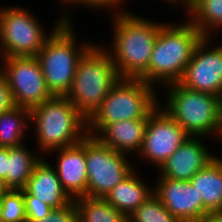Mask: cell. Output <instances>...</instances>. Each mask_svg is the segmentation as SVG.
<instances>
[{
	"mask_svg": "<svg viewBox=\"0 0 222 222\" xmlns=\"http://www.w3.org/2000/svg\"><path fill=\"white\" fill-rule=\"evenodd\" d=\"M119 10L112 19L114 39L109 54L120 78H139L148 69L154 42L165 23Z\"/></svg>",
	"mask_w": 222,
	"mask_h": 222,
	"instance_id": "1",
	"label": "cell"
},
{
	"mask_svg": "<svg viewBox=\"0 0 222 222\" xmlns=\"http://www.w3.org/2000/svg\"><path fill=\"white\" fill-rule=\"evenodd\" d=\"M204 36L190 22L166 23L154 42L148 69L139 77L144 82L168 85L179 82L193 52Z\"/></svg>",
	"mask_w": 222,
	"mask_h": 222,
	"instance_id": "2",
	"label": "cell"
},
{
	"mask_svg": "<svg viewBox=\"0 0 222 222\" xmlns=\"http://www.w3.org/2000/svg\"><path fill=\"white\" fill-rule=\"evenodd\" d=\"M68 15H61L36 56L47 89L52 95L65 96L72 85L79 60L93 44L77 45ZM54 28V29H53ZM76 40V41H75Z\"/></svg>",
	"mask_w": 222,
	"mask_h": 222,
	"instance_id": "3",
	"label": "cell"
},
{
	"mask_svg": "<svg viewBox=\"0 0 222 222\" xmlns=\"http://www.w3.org/2000/svg\"><path fill=\"white\" fill-rule=\"evenodd\" d=\"M41 153L79 143L87 134V119L66 96L53 95L30 110Z\"/></svg>",
	"mask_w": 222,
	"mask_h": 222,
	"instance_id": "4",
	"label": "cell"
},
{
	"mask_svg": "<svg viewBox=\"0 0 222 222\" xmlns=\"http://www.w3.org/2000/svg\"><path fill=\"white\" fill-rule=\"evenodd\" d=\"M119 79L109 51L94 44L79 60L71 88L65 96L88 120Z\"/></svg>",
	"mask_w": 222,
	"mask_h": 222,
	"instance_id": "5",
	"label": "cell"
},
{
	"mask_svg": "<svg viewBox=\"0 0 222 222\" xmlns=\"http://www.w3.org/2000/svg\"><path fill=\"white\" fill-rule=\"evenodd\" d=\"M167 98L162 108L190 135L220 137V97L188 89L179 82L165 85Z\"/></svg>",
	"mask_w": 222,
	"mask_h": 222,
	"instance_id": "6",
	"label": "cell"
},
{
	"mask_svg": "<svg viewBox=\"0 0 222 222\" xmlns=\"http://www.w3.org/2000/svg\"><path fill=\"white\" fill-rule=\"evenodd\" d=\"M154 89L153 85L139 78H120L87 120V124H111L121 120L149 118L160 104Z\"/></svg>",
	"mask_w": 222,
	"mask_h": 222,
	"instance_id": "7",
	"label": "cell"
},
{
	"mask_svg": "<svg viewBox=\"0 0 222 222\" xmlns=\"http://www.w3.org/2000/svg\"><path fill=\"white\" fill-rule=\"evenodd\" d=\"M126 154L117 152L101 143L95 136H85V160L87 168L86 196H105L133 170Z\"/></svg>",
	"mask_w": 222,
	"mask_h": 222,
	"instance_id": "8",
	"label": "cell"
},
{
	"mask_svg": "<svg viewBox=\"0 0 222 222\" xmlns=\"http://www.w3.org/2000/svg\"><path fill=\"white\" fill-rule=\"evenodd\" d=\"M41 27L31 11L0 9V58L37 56L50 35Z\"/></svg>",
	"mask_w": 222,
	"mask_h": 222,
	"instance_id": "9",
	"label": "cell"
},
{
	"mask_svg": "<svg viewBox=\"0 0 222 222\" xmlns=\"http://www.w3.org/2000/svg\"><path fill=\"white\" fill-rule=\"evenodd\" d=\"M1 59L3 65L0 72L7 80L15 106L31 110L53 96L47 89L41 65L36 56Z\"/></svg>",
	"mask_w": 222,
	"mask_h": 222,
	"instance_id": "10",
	"label": "cell"
},
{
	"mask_svg": "<svg viewBox=\"0 0 222 222\" xmlns=\"http://www.w3.org/2000/svg\"><path fill=\"white\" fill-rule=\"evenodd\" d=\"M150 114L139 154L159 168L190 135L163 109Z\"/></svg>",
	"mask_w": 222,
	"mask_h": 222,
	"instance_id": "11",
	"label": "cell"
},
{
	"mask_svg": "<svg viewBox=\"0 0 222 222\" xmlns=\"http://www.w3.org/2000/svg\"><path fill=\"white\" fill-rule=\"evenodd\" d=\"M210 38L203 37L197 44L179 83L188 89L220 97L222 95V46L212 47L207 51Z\"/></svg>",
	"mask_w": 222,
	"mask_h": 222,
	"instance_id": "12",
	"label": "cell"
},
{
	"mask_svg": "<svg viewBox=\"0 0 222 222\" xmlns=\"http://www.w3.org/2000/svg\"><path fill=\"white\" fill-rule=\"evenodd\" d=\"M153 193L180 222H202L212 215L203 207L201 197L189 181L159 178Z\"/></svg>",
	"mask_w": 222,
	"mask_h": 222,
	"instance_id": "13",
	"label": "cell"
},
{
	"mask_svg": "<svg viewBox=\"0 0 222 222\" xmlns=\"http://www.w3.org/2000/svg\"><path fill=\"white\" fill-rule=\"evenodd\" d=\"M200 136L188 137L158 168L160 178L189 181L216 156L212 155Z\"/></svg>",
	"mask_w": 222,
	"mask_h": 222,
	"instance_id": "14",
	"label": "cell"
},
{
	"mask_svg": "<svg viewBox=\"0 0 222 222\" xmlns=\"http://www.w3.org/2000/svg\"><path fill=\"white\" fill-rule=\"evenodd\" d=\"M148 118L121 120L111 124H87L89 135L120 153L140 151Z\"/></svg>",
	"mask_w": 222,
	"mask_h": 222,
	"instance_id": "15",
	"label": "cell"
},
{
	"mask_svg": "<svg viewBox=\"0 0 222 222\" xmlns=\"http://www.w3.org/2000/svg\"><path fill=\"white\" fill-rule=\"evenodd\" d=\"M58 151L55 167L63 190L75 200L86 196L87 168L85 160V137L77 144L51 150Z\"/></svg>",
	"mask_w": 222,
	"mask_h": 222,
	"instance_id": "16",
	"label": "cell"
},
{
	"mask_svg": "<svg viewBox=\"0 0 222 222\" xmlns=\"http://www.w3.org/2000/svg\"><path fill=\"white\" fill-rule=\"evenodd\" d=\"M41 156L24 188L35 200H41L53 209L62 208L72 201L63 190L54 167Z\"/></svg>",
	"mask_w": 222,
	"mask_h": 222,
	"instance_id": "17",
	"label": "cell"
},
{
	"mask_svg": "<svg viewBox=\"0 0 222 222\" xmlns=\"http://www.w3.org/2000/svg\"><path fill=\"white\" fill-rule=\"evenodd\" d=\"M190 182L212 216H222V158L215 157Z\"/></svg>",
	"mask_w": 222,
	"mask_h": 222,
	"instance_id": "18",
	"label": "cell"
},
{
	"mask_svg": "<svg viewBox=\"0 0 222 222\" xmlns=\"http://www.w3.org/2000/svg\"><path fill=\"white\" fill-rule=\"evenodd\" d=\"M137 175L133 170L105 196V199L126 217L153 194V190Z\"/></svg>",
	"mask_w": 222,
	"mask_h": 222,
	"instance_id": "19",
	"label": "cell"
},
{
	"mask_svg": "<svg viewBox=\"0 0 222 222\" xmlns=\"http://www.w3.org/2000/svg\"><path fill=\"white\" fill-rule=\"evenodd\" d=\"M32 153V154H31ZM41 160L40 156L29 151L26 145L8 148V166L5 186L8 189L21 190L27 185L35 165Z\"/></svg>",
	"mask_w": 222,
	"mask_h": 222,
	"instance_id": "20",
	"label": "cell"
},
{
	"mask_svg": "<svg viewBox=\"0 0 222 222\" xmlns=\"http://www.w3.org/2000/svg\"><path fill=\"white\" fill-rule=\"evenodd\" d=\"M30 121V110L13 106L0 113V147L12 148L24 143L25 130Z\"/></svg>",
	"mask_w": 222,
	"mask_h": 222,
	"instance_id": "21",
	"label": "cell"
},
{
	"mask_svg": "<svg viewBox=\"0 0 222 222\" xmlns=\"http://www.w3.org/2000/svg\"><path fill=\"white\" fill-rule=\"evenodd\" d=\"M187 9L191 13L189 21L204 37L222 27V0H189Z\"/></svg>",
	"mask_w": 222,
	"mask_h": 222,
	"instance_id": "22",
	"label": "cell"
},
{
	"mask_svg": "<svg viewBox=\"0 0 222 222\" xmlns=\"http://www.w3.org/2000/svg\"><path fill=\"white\" fill-rule=\"evenodd\" d=\"M77 222H128L127 217L105 198L80 197L75 199Z\"/></svg>",
	"mask_w": 222,
	"mask_h": 222,
	"instance_id": "23",
	"label": "cell"
},
{
	"mask_svg": "<svg viewBox=\"0 0 222 222\" xmlns=\"http://www.w3.org/2000/svg\"><path fill=\"white\" fill-rule=\"evenodd\" d=\"M128 222H180L153 193L128 217Z\"/></svg>",
	"mask_w": 222,
	"mask_h": 222,
	"instance_id": "24",
	"label": "cell"
},
{
	"mask_svg": "<svg viewBox=\"0 0 222 222\" xmlns=\"http://www.w3.org/2000/svg\"><path fill=\"white\" fill-rule=\"evenodd\" d=\"M3 222H27L23 189H8L1 194Z\"/></svg>",
	"mask_w": 222,
	"mask_h": 222,
	"instance_id": "25",
	"label": "cell"
},
{
	"mask_svg": "<svg viewBox=\"0 0 222 222\" xmlns=\"http://www.w3.org/2000/svg\"><path fill=\"white\" fill-rule=\"evenodd\" d=\"M24 204L27 222L41 220L48 216L53 208L41 200H35V196L23 189Z\"/></svg>",
	"mask_w": 222,
	"mask_h": 222,
	"instance_id": "26",
	"label": "cell"
},
{
	"mask_svg": "<svg viewBox=\"0 0 222 222\" xmlns=\"http://www.w3.org/2000/svg\"><path fill=\"white\" fill-rule=\"evenodd\" d=\"M77 214L76 202L72 200L62 208L53 209L48 216L41 220L31 222H77Z\"/></svg>",
	"mask_w": 222,
	"mask_h": 222,
	"instance_id": "27",
	"label": "cell"
},
{
	"mask_svg": "<svg viewBox=\"0 0 222 222\" xmlns=\"http://www.w3.org/2000/svg\"><path fill=\"white\" fill-rule=\"evenodd\" d=\"M124 1V0H61V3L62 4H66V5H71V4H75L76 6L78 5H83V6H87L88 8H95V9H101V8H107L108 7H115L116 9L117 8H120L118 5L121 4V2ZM78 4V5H77ZM118 6V7H117Z\"/></svg>",
	"mask_w": 222,
	"mask_h": 222,
	"instance_id": "28",
	"label": "cell"
},
{
	"mask_svg": "<svg viewBox=\"0 0 222 222\" xmlns=\"http://www.w3.org/2000/svg\"><path fill=\"white\" fill-rule=\"evenodd\" d=\"M14 102L5 76L0 72V113L9 110Z\"/></svg>",
	"mask_w": 222,
	"mask_h": 222,
	"instance_id": "29",
	"label": "cell"
},
{
	"mask_svg": "<svg viewBox=\"0 0 222 222\" xmlns=\"http://www.w3.org/2000/svg\"><path fill=\"white\" fill-rule=\"evenodd\" d=\"M8 166V148L0 147V178L6 180Z\"/></svg>",
	"mask_w": 222,
	"mask_h": 222,
	"instance_id": "30",
	"label": "cell"
},
{
	"mask_svg": "<svg viewBox=\"0 0 222 222\" xmlns=\"http://www.w3.org/2000/svg\"><path fill=\"white\" fill-rule=\"evenodd\" d=\"M164 1H166V2H170V3H172V4H177L178 3V5H179V3L184 7H186V9L188 8V4H189V0H164Z\"/></svg>",
	"mask_w": 222,
	"mask_h": 222,
	"instance_id": "31",
	"label": "cell"
},
{
	"mask_svg": "<svg viewBox=\"0 0 222 222\" xmlns=\"http://www.w3.org/2000/svg\"><path fill=\"white\" fill-rule=\"evenodd\" d=\"M202 222H222V216H211L204 219Z\"/></svg>",
	"mask_w": 222,
	"mask_h": 222,
	"instance_id": "32",
	"label": "cell"
},
{
	"mask_svg": "<svg viewBox=\"0 0 222 222\" xmlns=\"http://www.w3.org/2000/svg\"><path fill=\"white\" fill-rule=\"evenodd\" d=\"M220 137L222 138V95L220 96Z\"/></svg>",
	"mask_w": 222,
	"mask_h": 222,
	"instance_id": "33",
	"label": "cell"
},
{
	"mask_svg": "<svg viewBox=\"0 0 222 222\" xmlns=\"http://www.w3.org/2000/svg\"><path fill=\"white\" fill-rule=\"evenodd\" d=\"M7 190L8 188L5 186L3 179L0 178V195L6 192Z\"/></svg>",
	"mask_w": 222,
	"mask_h": 222,
	"instance_id": "34",
	"label": "cell"
},
{
	"mask_svg": "<svg viewBox=\"0 0 222 222\" xmlns=\"http://www.w3.org/2000/svg\"><path fill=\"white\" fill-rule=\"evenodd\" d=\"M1 210H2V205H1V195H0V222H3L2 216H1Z\"/></svg>",
	"mask_w": 222,
	"mask_h": 222,
	"instance_id": "35",
	"label": "cell"
}]
</instances>
